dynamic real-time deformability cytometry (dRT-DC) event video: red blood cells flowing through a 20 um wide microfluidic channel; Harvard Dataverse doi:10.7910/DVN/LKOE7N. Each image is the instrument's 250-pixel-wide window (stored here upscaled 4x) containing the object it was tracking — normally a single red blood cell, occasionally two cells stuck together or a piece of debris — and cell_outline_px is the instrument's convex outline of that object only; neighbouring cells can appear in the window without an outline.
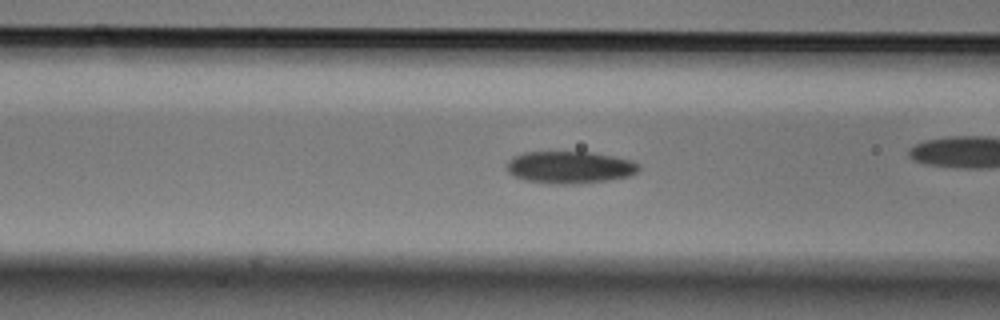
{"species": "Egyptian fruit bat (a non-hibernating species)", "species_latin": "Rousettus aegyptiacus", "temperature_condition": "cold", "stored_images_in_passage": 50, "camera_frame_rate_fps": 3000, "um_per_image_px": 0.085, "animal": {"sex": "male"}, "frame": {"image": 1, "passage_image": 18, "time_ms": 5.667, "image_size_px": [1000, 320], "cell_outline_px": [[640, 168], [636, 172], [628, 176], [608, 180], [576, 184], [556, 184], [524, 180], [508, 172], [508, 160], [512, 156], [524, 152], [592, 152], [616, 156], [632, 160], [640, 164]], "centroid_in_image_um": [48.45, 14.21], "position_along_channel_um": 118.1, "area_um2": 24.85}}
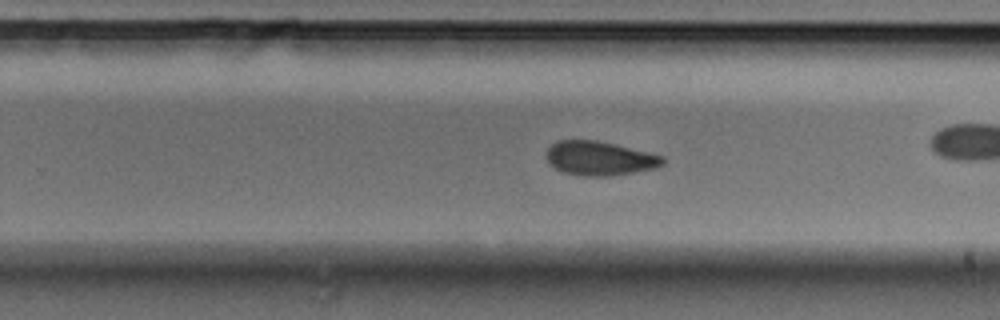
{"frame": {"image": 2, "passage_image": 30, "time_ms": 9.667, "image_size_px": [1000, 320], "cell_outline_px": [[664, 164], [656, 168], [608, 176], [584, 176], [564, 172], [556, 168], [548, 160], [548, 148], [556, 140], [596, 140], [664, 156]], "centroid_in_image_um": [50.98, 13.45], "position_along_channel_um": 278.8, "area_um2": 22.72}}
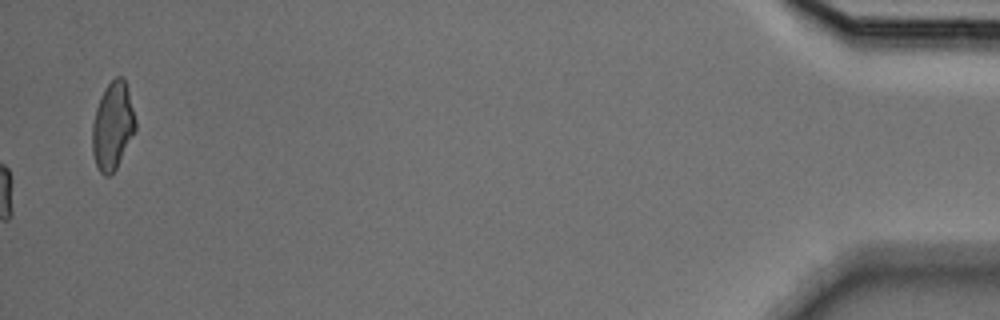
{"frame": {"image": 3, "passage_image": 50, "time_ms": 16.333, "image_size_px": [1000, 320], "cell_outline_px": [[136, 128], [112, 176], [104, 176], [100, 172], [96, 164], [92, 152], [92, 124], [96, 108], [100, 96], [104, 88], [116, 76], [120, 76], [124, 80], [128, 88], [136, 120]], "centroid_in_image_um": [9.56, 10.7], "position_along_channel_um": 425.6, "area_um2": 22.02}}